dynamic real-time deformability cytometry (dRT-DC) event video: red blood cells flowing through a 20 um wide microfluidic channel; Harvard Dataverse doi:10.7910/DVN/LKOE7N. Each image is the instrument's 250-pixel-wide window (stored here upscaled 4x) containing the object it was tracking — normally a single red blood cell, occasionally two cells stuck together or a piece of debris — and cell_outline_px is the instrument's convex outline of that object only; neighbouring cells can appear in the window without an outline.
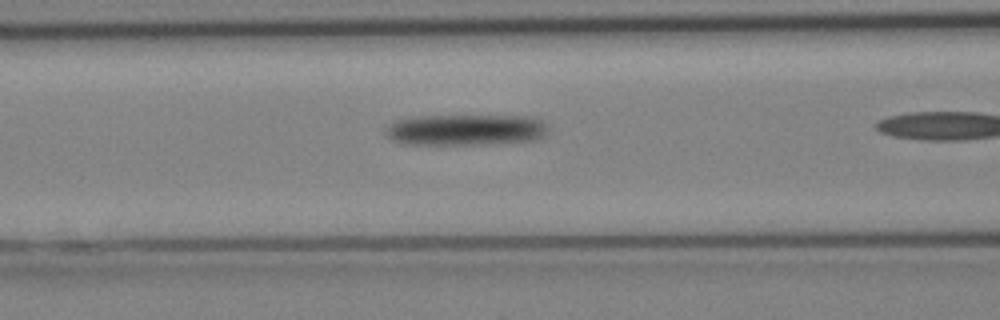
{"species": "Egyptian fruit bat (a non-hibernating species)", "species_latin": "Rousettus aegyptiacus", "temperature_condition": "cold", "stored_images_in_passage": 9, "camera_frame_rate_fps": 3000, "um_per_image_px": 0.085, "animal": {"sex": "female"}, "frame": {"image": 1, "passage_image": 6, "time_ms": 1.667, "image_size_px": [1000, 320], "cell_outline_px": [[548, 128], [544, 136], [536, 140], [488, 144], [408, 144], [392, 140], [388, 136], [388, 128], [396, 120], [416, 116], [536, 116]], "centroid_in_image_um": [39.65, 11.03], "position_along_channel_um": 126.9, "area_um2": 29.3}}